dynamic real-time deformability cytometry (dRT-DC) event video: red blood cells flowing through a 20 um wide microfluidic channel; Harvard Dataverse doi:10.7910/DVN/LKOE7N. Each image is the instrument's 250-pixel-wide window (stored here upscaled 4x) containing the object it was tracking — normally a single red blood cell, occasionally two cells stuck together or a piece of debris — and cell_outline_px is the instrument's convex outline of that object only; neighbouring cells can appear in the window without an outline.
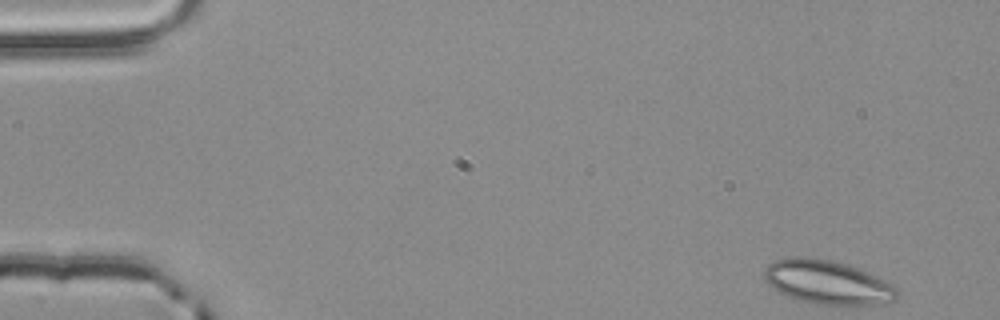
{"species": "common noctule bat (a hibernating species)", "species_latin": "Nyctalus noctula", "temperature_condition": "room temperature", "stored_images_in_passage": 32, "camera_frame_rate_fps": 3000, "um_per_image_px": 0.085, "animal": {"sex": "male", "body_mass_g": 20.4}, "frame": {"image": 1, "passage_image": 1, "time_ms": 0.0, "image_size_px": [1000, 320], "cell_outline_px": [[900, 292], [896, 300], [872, 304], [816, 304], [800, 300], [788, 296], [772, 288], [764, 280], [764, 268], [768, 264], [784, 256], [804, 256], [828, 260], [844, 264], [868, 272], [884, 280], [896, 288]], "centroid_in_image_um": [70.28, 23.97], "position_along_channel_um": 14.7, "area_um2": 33.7}}
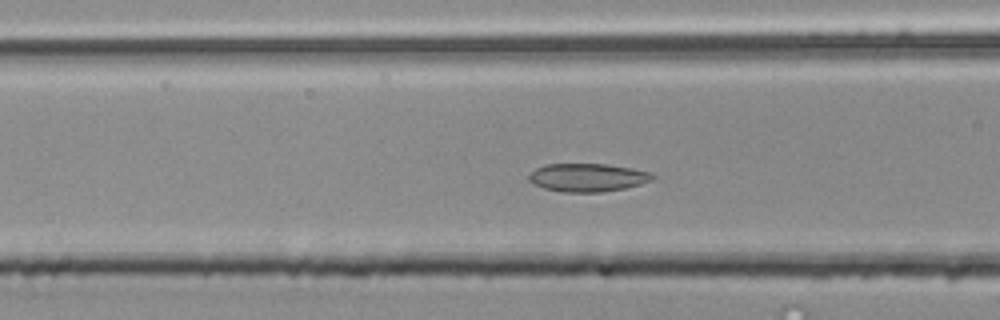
{"frame": {"image": 2, "passage_image": 19, "time_ms": 6.0, "image_size_px": [1000, 320], "cell_outline_px": [[656, 176], [652, 180], [640, 184], [624, 188], [604, 192], [564, 192], [544, 188], [528, 180], [528, 176], [536, 168], [544, 164], [604, 164], [632, 168], [652, 172]], "centroid_in_image_um": [49.97, 15.08], "position_along_channel_um": 116.6, "area_um2": 20.29}}